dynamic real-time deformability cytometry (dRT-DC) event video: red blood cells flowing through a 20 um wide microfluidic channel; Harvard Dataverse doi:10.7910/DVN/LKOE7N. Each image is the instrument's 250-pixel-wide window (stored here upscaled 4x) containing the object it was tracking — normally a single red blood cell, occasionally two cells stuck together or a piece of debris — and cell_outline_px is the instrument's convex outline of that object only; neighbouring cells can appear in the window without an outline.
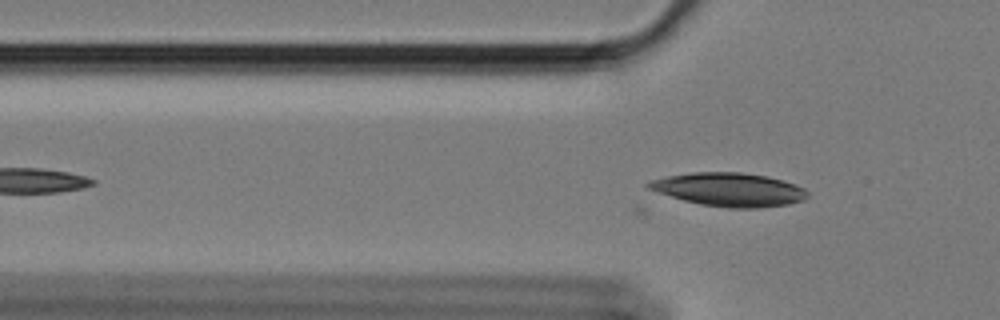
{"species": "Egyptian fruit bat (a non-hibernating species)", "species_latin": "Rousettus aegyptiacus", "temperature_condition": "cold", "stored_images_in_passage": 13, "camera_frame_rate_fps": 3000, "um_per_image_px": 0.085, "animal": {"sex": "female"}, "frame": {"image": 1, "passage_image": 13, "time_ms": 4.0, "image_size_px": [1000, 320], "cell_outline_px": [[808, 196], [804, 200], [788, 204], [760, 208], [728, 208], [700, 204], [684, 200], [656, 192], [648, 188], [644, 184], [648, 180], [664, 176], [692, 172], [740, 172], [768, 176], [784, 180], [804, 188], [808, 192]], "centroid_in_image_um": [61.95, 16.1], "position_along_channel_um": 63.8, "area_um2": 31.33}}